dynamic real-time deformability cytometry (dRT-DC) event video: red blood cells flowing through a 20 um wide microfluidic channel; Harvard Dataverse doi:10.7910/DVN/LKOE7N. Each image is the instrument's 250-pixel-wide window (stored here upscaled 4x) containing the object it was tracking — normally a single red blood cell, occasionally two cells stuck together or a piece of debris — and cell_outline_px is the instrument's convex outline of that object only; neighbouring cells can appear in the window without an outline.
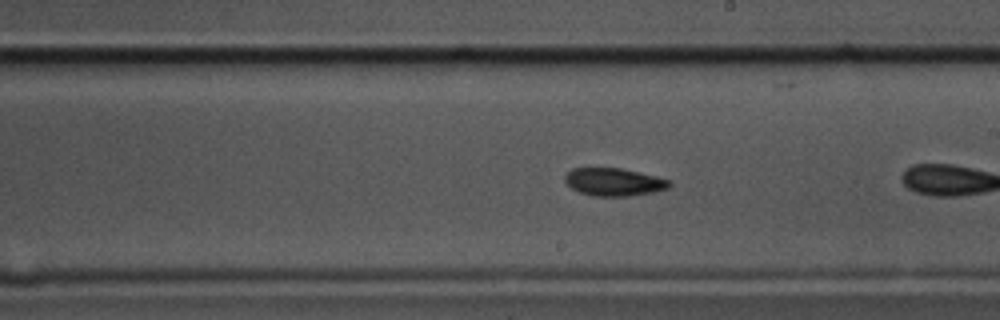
{"species": "common noctule bat (a hibernating species)", "species_latin": "Nyctalus noctula", "temperature_condition": "cold", "stored_images_in_passage": 28, "camera_frame_rate_fps": 3000, "um_per_image_px": 0.085, "animal": {"sex": "male", "body_mass_g": 17.5, "forearm_length_mm": 52.3}, "frame": {"image": 1, "passage_image": 16, "time_ms": 5.0, "image_size_px": [1000, 320], "cell_outline_px": [[672, 184], [668, 188], [652, 192], [628, 196], [592, 196], [580, 192], [572, 188], [564, 180], [564, 176], [572, 168], [620, 168], [656, 176], [672, 180]], "centroid_in_image_um": [52.19, 15.46], "position_along_channel_um": 236.8, "area_um2": 16.88}}
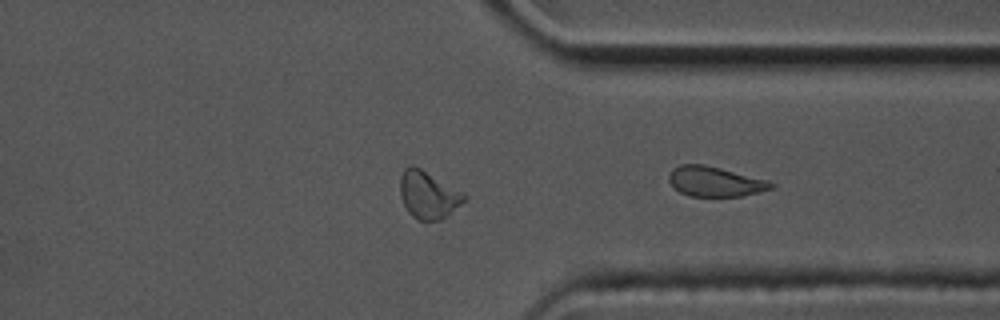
{"frame": {"image": 2, "passage_image": 28, "time_ms": 9.0, "image_size_px": [1000, 320], "cell_outline_px": [[776, 184], [772, 188], [740, 196], [688, 196], [680, 192], [668, 180], [668, 176], [672, 168], [680, 164], [704, 164], [768, 180]], "centroid_in_image_um": [60.74, 15.42], "position_along_channel_um": 350.7, "area_um2": 17.69}}